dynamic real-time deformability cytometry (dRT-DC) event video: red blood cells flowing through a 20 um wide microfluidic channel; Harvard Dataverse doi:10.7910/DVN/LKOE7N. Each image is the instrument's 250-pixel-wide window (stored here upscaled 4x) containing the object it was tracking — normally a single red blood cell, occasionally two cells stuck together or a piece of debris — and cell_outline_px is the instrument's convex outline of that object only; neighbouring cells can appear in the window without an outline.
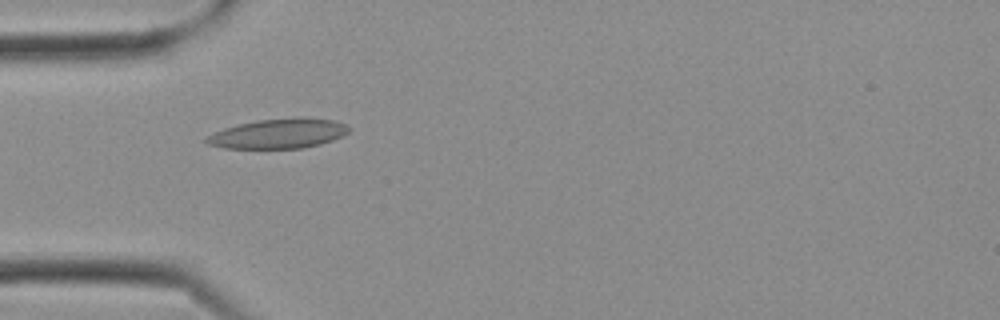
{"species": "Egyptian fruit bat (a non-hibernating species)", "species_latin": "Rousettus aegyptiacus", "temperature_condition": "cold", "stored_images_in_passage": 12, "camera_frame_rate_fps": 3000, "um_per_image_px": 0.085, "frame": {"image": 1, "passage_image": 7, "time_ms": 2.0, "image_size_px": [1000, 320], "cell_outline_px": [[352, 128], [344, 136], [320, 144], [304, 148], [224, 148], [208, 144], [204, 140], [208, 136], [224, 128], [256, 120], [332, 120], [344, 124]], "centroid_in_image_um": [23.65, 11.4], "position_along_channel_um": 61.3, "area_um2": 23.64}}
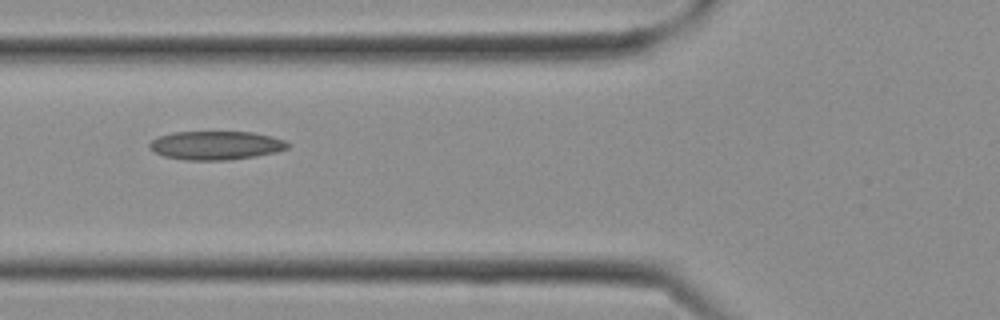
{"frame": {"image": 2, "passage_image": 9, "time_ms": 2.667, "image_size_px": [1000, 320], "cell_outline_px": [[292, 144], [288, 148], [276, 152], [256, 156], [228, 160], [184, 160], [164, 156], [152, 152], [148, 148], [148, 144], [152, 140], [160, 136], [172, 132], [252, 132], [272, 136], [284, 140]], "centroid_in_image_um": [18.34, 12.36], "position_along_channel_um": 107.5, "area_um2": 23.29}}
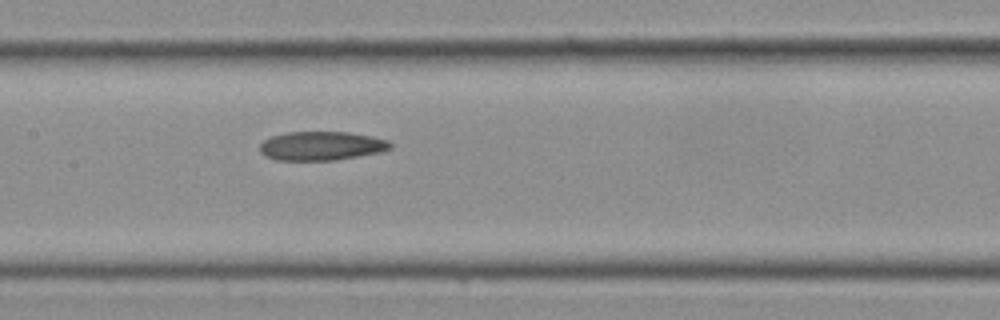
{"frame": {"image": 3, "passage_image": 12, "time_ms": 3.667, "image_size_px": [1000, 320], "cell_outline_px": [[392, 148], [380, 152], [336, 160], [276, 160], [264, 156], [260, 152], [260, 144], [264, 140], [272, 136], [288, 132], [348, 132], [372, 136], [388, 140], [392, 144]], "centroid_in_image_um": [27.32, 12.4], "position_along_channel_um": 180.1, "area_um2": 22.02}}